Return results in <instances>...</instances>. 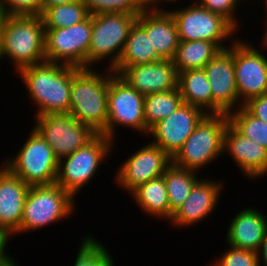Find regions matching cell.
<instances>
[{
	"instance_id": "obj_1",
	"label": "cell",
	"mask_w": 267,
	"mask_h": 266,
	"mask_svg": "<svg viewBox=\"0 0 267 266\" xmlns=\"http://www.w3.org/2000/svg\"><path fill=\"white\" fill-rule=\"evenodd\" d=\"M80 68L42 62L20 69L19 76L27 89L29 99L37 107L34 116L70 113V89L73 76Z\"/></svg>"
},
{
	"instance_id": "obj_2",
	"label": "cell",
	"mask_w": 267,
	"mask_h": 266,
	"mask_svg": "<svg viewBox=\"0 0 267 266\" xmlns=\"http://www.w3.org/2000/svg\"><path fill=\"white\" fill-rule=\"evenodd\" d=\"M104 70L107 74L94 68L80 69L73 76L70 89L71 116L103 135L108 119L109 79L115 74L108 68Z\"/></svg>"
},
{
	"instance_id": "obj_3",
	"label": "cell",
	"mask_w": 267,
	"mask_h": 266,
	"mask_svg": "<svg viewBox=\"0 0 267 266\" xmlns=\"http://www.w3.org/2000/svg\"><path fill=\"white\" fill-rule=\"evenodd\" d=\"M20 69L46 61L45 28L39 15L7 16L3 27L2 59Z\"/></svg>"
},
{
	"instance_id": "obj_4",
	"label": "cell",
	"mask_w": 267,
	"mask_h": 266,
	"mask_svg": "<svg viewBox=\"0 0 267 266\" xmlns=\"http://www.w3.org/2000/svg\"><path fill=\"white\" fill-rule=\"evenodd\" d=\"M228 123L227 113L206 114L172 158V163L196 172L209 166L224 154V132Z\"/></svg>"
},
{
	"instance_id": "obj_5",
	"label": "cell",
	"mask_w": 267,
	"mask_h": 266,
	"mask_svg": "<svg viewBox=\"0 0 267 266\" xmlns=\"http://www.w3.org/2000/svg\"><path fill=\"white\" fill-rule=\"evenodd\" d=\"M136 20L137 15L130 13L92 14V34L88 48L87 68H93V65L107 59L108 69L113 70L119 62L130 29Z\"/></svg>"
},
{
	"instance_id": "obj_6",
	"label": "cell",
	"mask_w": 267,
	"mask_h": 266,
	"mask_svg": "<svg viewBox=\"0 0 267 266\" xmlns=\"http://www.w3.org/2000/svg\"><path fill=\"white\" fill-rule=\"evenodd\" d=\"M75 199L58 184L30 186L25 202L19 230L14 234L48 227L73 215ZM48 225V226H47Z\"/></svg>"
},
{
	"instance_id": "obj_7",
	"label": "cell",
	"mask_w": 267,
	"mask_h": 266,
	"mask_svg": "<svg viewBox=\"0 0 267 266\" xmlns=\"http://www.w3.org/2000/svg\"><path fill=\"white\" fill-rule=\"evenodd\" d=\"M114 144L105 135L97 134L85 146L59 160L55 183L75 199L80 190L93 180L101 163L113 151Z\"/></svg>"
},
{
	"instance_id": "obj_8",
	"label": "cell",
	"mask_w": 267,
	"mask_h": 266,
	"mask_svg": "<svg viewBox=\"0 0 267 266\" xmlns=\"http://www.w3.org/2000/svg\"><path fill=\"white\" fill-rule=\"evenodd\" d=\"M23 143L16 156L5 158L2 164L28 186L54 184L59 160L52 147L33 127Z\"/></svg>"
},
{
	"instance_id": "obj_9",
	"label": "cell",
	"mask_w": 267,
	"mask_h": 266,
	"mask_svg": "<svg viewBox=\"0 0 267 266\" xmlns=\"http://www.w3.org/2000/svg\"><path fill=\"white\" fill-rule=\"evenodd\" d=\"M188 5L169 11L176 22L179 41H210L222 50L227 49L229 46L224 45L225 41L236 35L239 29L222 15L211 12L198 3L191 2Z\"/></svg>"
},
{
	"instance_id": "obj_10",
	"label": "cell",
	"mask_w": 267,
	"mask_h": 266,
	"mask_svg": "<svg viewBox=\"0 0 267 266\" xmlns=\"http://www.w3.org/2000/svg\"><path fill=\"white\" fill-rule=\"evenodd\" d=\"M144 97L117 74L109 79L106 137L115 141L116 130L119 126L146 134Z\"/></svg>"
},
{
	"instance_id": "obj_11",
	"label": "cell",
	"mask_w": 267,
	"mask_h": 266,
	"mask_svg": "<svg viewBox=\"0 0 267 266\" xmlns=\"http://www.w3.org/2000/svg\"><path fill=\"white\" fill-rule=\"evenodd\" d=\"M91 34L92 14L70 27L45 29L46 61L86 69Z\"/></svg>"
},
{
	"instance_id": "obj_12",
	"label": "cell",
	"mask_w": 267,
	"mask_h": 266,
	"mask_svg": "<svg viewBox=\"0 0 267 266\" xmlns=\"http://www.w3.org/2000/svg\"><path fill=\"white\" fill-rule=\"evenodd\" d=\"M33 128L52 147L58 160L69 156L90 142L97 133L70 113L35 116Z\"/></svg>"
},
{
	"instance_id": "obj_13",
	"label": "cell",
	"mask_w": 267,
	"mask_h": 266,
	"mask_svg": "<svg viewBox=\"0 0 267 266\" xmlns=\"http://www.w3.org/2000/svg\"><path fill=\"white\" fill-rule=\"evenodd\" d=\"M234 66L239 107L267 94V57L253 43L234 40Z\"/></svg>"
},
{
	"instance_id": "obj_14",
	"label": "cell",
	"mask_w": 267,
	"mask_h": 266,
	"mask_svg": "<svg viewBox=\"0 0 267 266\" xmlns=\"http://www.w3.org/2000/svg\"><path fill=\"white\" fill-rule=\"evenodd\" d=\"M171 163L172 158L165 151L148 142L120 164L114 181L119 188L131 193L139 185L161 177Z\"/></svg>"
},
{
	"instance_id": "obj_15",
	"label": "cell",
	"mask_w": 267,
	"mask_h": 266,
	"mask_svg": "<svg viewBox=\"0 0 267 266\" xmlns=\"http://www.w3.org/2000/svg\"><path fill=\"white\" fill-rule=\"evenodd\" d=\"M233 37L227 49L221 50L205 66L204 71L211 85L213 114L229 113L239 107L235 79Z\"/></svg>"
},
{
	"instance_id": "obj_16",
	"label": "cell",
	"mask_w": 267,
	"mask_h": 266,
	"mask_svg": "<svg viewBox=\"0 0 267 266\" xmlns=\"http://www.w3.org/2000/svg\"><path fill=\"white\" fill-rule=\"evenodd\" d=\"M205 115L201 108L183 102L169 116L154 125L149 130L148 137H153L151 143L173 158Z\"/></svg>"
},
{
	"instance_id": "obj_17",
	"label": "cell",
	"mask_w": 267,
	"mask_h": 266,
	"mask_svg": "<svg viewBox=\"0 0 267 266\" xmlns=\"http://www.w3.org/2000/svg\"><path fill=\"white\" fill-rule=\"evenodd\" d=\"M112 71L143 96L177 88L178 73L172 60L161 59Z\"/></svg>"
},
{
	"instance_id": "obj_18",
	"label": "cell",
	"mask_w": 267,
	"mask_h": 266,
	"mask_svg": "<svg viewBox=\"0 0 267 266\" xmlns=\"http://www.w3.org/2000/svg\"><path fill=\"white\" fill-rule=\"evenodd\" d=\"M223 189V181L200 178L185 202L174 212L170 224L175 228H188L204 222L215 212Z\"/></svg>"
},
{
	"instance_id": "obj_19",
	"label": "cell",
	"mask_w": 267,
	"mask_h": 266,
	"mask_svg": "<svg viewBox=\"0 0 267 266\" xmlns=\"http://www.w3.org/2000/svg\"><path fill=\"white\" fill-rule=\"evenodd\" d=\"M223 152L249 179L267 176V149L244 137L230 123L224 132Z\"/></svg>"
},
{
	"instance_id": "obj_20",
	"label": "cell",
	"mask_w": 267,
	"mask_h": 266,
	"mask_svg": "<svg viewBox=\"0 0 267 266\" xmlns=\"http://www.w3.org/2000/svg\"><path fill=\"white\" fill-rule=\"evenodd\" d=\"M30 186L14 175L5 165L0 166V231L10 238L19 230L24 202Z\"/></svg>"
},
{
	"instance_id": "obj_21",
	"label": "cell",
	"mask_w": 267,
	"mask_h": 266,
	"mask_svg": "<svg viewBox=\"0 0 267 266\" xmlns=\"http://www.w3.org/2000/svg\"><path fill=\"white\" fill-rule=\"evenodd\" d=\"M136 22L150 35L152 48L162 60H173L178 44L176 22L166 9H145Z\"/></svg>"
},
{
	"instance_id": "obj_22",
	"label": "cell",
	"mask_w": 267,
	"mask_h": 266,
	"mask_svg": "<svg viewBox=\"0 0 267 266\" xmlns=\"http://www.w3.org/2000/svg\"><path fill=\"white\" fill-rule=\"evenodd\" d=\"M264 214L253 207L240 210L230 220L226 234L227 244L257 253L267 233V217Z\"/></svg>"
},
{
	"instance_id": "obj_23",
	"label": "cell",
	"mask_w": 267,
	"mask_h": 266,
	"mask_svg": "<svg viewBox=\"0 0 267 266\" xmlns=\"http://www.w3.org/2000/svg\"><path fill=\"white\" fill-rule=\"evenodd\" d=\"M177 87L184 103L199 107L206 114H213L211 85L203 68L178 73Z\"/></svg>"
},
{
	"instance_id": "obj_24",
	"label": "cell",
	"mask_w": 267,
	"mask_h": 266,
	"mask_svg": "<svg viewBox=\"0 0 267 266\" xmlns=\"http://www.w3.org/2000/svg\"><path fill=\"white\" fill-rule=\"evenodd\" d=\"M129 195L146 214L158 219H167L168 222L172 219L174 213L170 210L163 176L139 185Z\"/></svg>"
},
{
	"instance_id": "obj_25",
	"label": "cell",
	"mask_w": 267,
	"mask_h": 266,
	"mask_svg": "<svg viewBox=\"0 0 267 266\" xmlns=\"http://www.w3.org/2000/svg\"><path fill=\"white\" fill-rule=\"evenodd\" d=\"M161 60L155 48H152L150 35L137 23L130 29L123 52L115 68L141 66Z\"/></svg>"
},
{
	"instance_id": "obj_26",
	"label": "cell",
	"mask_w": 267,
	"mask_h": 266,
	"mask_svg": "<svg viewBox=\"0 0 267 266\" xmlns=\"http://www.w3.org/2000/svg\"><path fill=\"white\" fill-rule=\"evenodd\" d=\"M222 49L210 41H179L173 63L177 73L202 69Z\"/></svg>"
},
{
	"instance_id": "obj_27",
	"label": "cell",
	"mask_w": 267,
	"mask_h": 266,
	"mask_svg": "<svg viewBox=\"0 0 267 266\" xmlns=\"http://www.w3.org/2000/svg\"><path fill=\"white\" fill-rule=\"evenodd\" d=\"M198 172L181 168L171 163L165 170L164 182L168 192L170 210L174 213L188 198L195 183L200 179Z\"/></svg>"
},
{
	"instance_id": "obj_28",
	"label": "cell",
	"mask_w": 267,
	"mask_h": 266,
	"mask_svg": "<svg viewBox=\"0 0 267 266\" xmlns=\"http://www.w3.org/2000/svg\"><path fill=\"white\" fill-rule=\"evenodd\" d=\"M182 97L177 88L165 92H158L144 97V118L146 124V136L149 130L160 120L169 116L182 104Z\"/></svg>"
},
{
	"instance_id": "obj_29",
	"label": "cell",
	"mask_w": 267,
	"mask_h": 266,
	"mask_svg": "<svg viewBox=\"0 0 267 266\" xmlns=\"http://www.w3.org/2000/svg\"><path fill=\"white\" fill-rule=\"evenodd\" d=\"M90 15L81 1L57 5L46 9L41 17L45 29L70 27L84 21Z\"/></svg>"
},
{
	"instance_id": "obj_30",
	"label": "cell",
	"mask_w": 267,
	"mask_h": 266,
	"mask_svg": "<svg viewBox=\"0 0 267 266\" xmlns=\"http://www.w3.org/2000/svg\"><path fill=\"white\" fill-rule=\"evenodd\" d=\"M229 123L244 137L267 149V124L252 115L244 106L228 113Z\"/></svg>"
},
{
	"instance_id": "obj_31",
	"label": "cell",
	"mask_w": 267,
	"mask_h": 266,
	"mask_svg": "<svg viewBox=\"0 0 267 266\" xmlns=\"http://www.w3.org/2000/svg\"><path fill=\"white\" fill-rule=\"evenodd\" d=\"M90 14L120 12L139 15L146 8L138 0H81Z\"/></svg>"
},
{
	"instance_id": "obj_32",
	"label": "cell",
	"mask_w": 267,
	"mask_h": 266,
	"mask_svg": "<svg viewBox=\"0 0 267 266\" xmlns=\"http://www.w3.org/2000/svg\"><path fill=\"white\" fill-rule=\"evenodd\" d=\"M228 246L229 249L217 256L210 266H259L256 252Z\"/></svg>"
},
{
	"instance_id": "obj_33",
	"label": "cell",
	"mask_w": 267,
	"mask_h": 266,
	"mask_svg": "<svg viewBox=\"0 0 267 266\" xmlns=\"http://www.w3.org/2000/svg\"><path fill=\"white\" fill-rule=\"evenodd\" d=\"M0 11L7 16L42 15V0H0Z\"/></svg>"
},
{
	"instance_id": "obj_34",
	"label": "cell",
	"mask_w": 267,
	"mask_h": 266,
	"mask_svg": "<svg viewBox=\"0 0 267 266\" xmlns=\"http://www.w3.org/2000/svg\"><path fill=\"white\" fill-rule=\"evenodd\" d=\"M195 3L200 4L202 7L210 10L211 12L222 15L226 18L236 29L240 23L237 19L236 9L243 3L242 0H195ZM238 5V6H237Z\"/></svg>"
},
{
	"instance_id": "obj_35",
	"label": "cell",
	"mask_w": 267,
	"mask_h": 266,
	"mask_svg": "<svg viewBox=\"0 0 267 266\" xmlns=\"http://www.w3.org/2000/svg\"><path fill=\"white\" fill-rule=\"evenodd\" d=\"M252 115L267 124V94L250 99L243 105Z\"/></svg>"
},
{
	"instance_id": "obj_36",
	"label": "cell",
	"mask_w": 267,
	"mask_h": 266,
	"mask_svg": "<svg viewBox=\"0 0 267 266\" xmlns=\"http://www.w3.org/2000/svg\"><path fill=\"white\" fill-rule=\"evenodd\" d=\"M9 239L10 237L6 233L0 231V265H2L7 259L10 258V255L6 253V245Z\"/></svg>"
},
{
	"instance_id": "obj_37",
	"label": "cell",
	"mask_w": 267,
	"mask_h": 266,
	"mask_svg": "<svg viewBox=\"0 0 267 266\" xmlns=\"http://www.w3.org/2000/svg\"><path fill=\"white\" fill-rule=\"evenodd\" d=\"M259 266H267V233L264 235V238L261 242V246L257 252ZM261 261V262H260Z\"/></svg>"
},
{
	"instance_id": "obj_38",
	"label": "cell",
	"mask_w": 267,
	"mask_h": 266,
	"mask_svg": "<svg viewBox=\"0 0 267 266\" xmlns=\"http://www.w3.org/2000/svg\"><path fill=\"white\" fill-rule=\"evenodd\" d=\"M77 1L79 0H42V13L50 7H54V6L62 5V4H68V3L77 2Z\"/></svg>"
},
{
	"instance_id": "obj_39",
	"label": "cell",
	"mask_w": 267,
	"mask_h": 266,
	"mask_svg": "<svg viewBox=\"0 0 267 266\" xmlns=\"http://www.w3.org/2000/svg\"><path fill=\"white\" fill-rule=\"evenodd\" d=\"M146 9H159V0H138Z\"/></svg>"
},
{
	"instance_id": "obj_40",
	"label": "cell",
	"mask_w": 267,
	"mask_h": 266,
	"mask_svg": "<svg viewBox=\"0 0 267 266\" xmlns=\"http://www.w3.org/2000/svg\"><path fill=\"white\" fill-rule=\"evenodd\" d=\"M6 17H7V15L0 11V62H1V59H2L3 27H4V22H5Z\"/></svg>"
},
{
	"instance_id": "obj_41",
	"label": "cell",
	"mask_w": 267,
	"mask_h": 266,
	"mask_svg": "<svg viewBox=\"0 0 267 266\" xmlns=\"http://www.w3.org/2000/svg\"><path fill=\"white\" fill-rule=\"evenodd\" d=\"M265 5V11H266V14H267V3L266 4H264ZM266 18H267V15H266ZM265 23L267 22V20L266 21H264ZM265 28H266V30H265V32H264V35L262 36L263 38H262V43L260 42V46L262 47V48H264L265 50H267V23L265 24Z\"/></svg>"
},
{
	"instance_id": "obj_42",
	"label": "cell",
	"mask_w": 267,
	"mask_h": 266,
	"mask_svg": "<svg viewBox=\"0 0 267 266\" xmlns=\"http://www.w3.org/2000/svg\"><path fill=\"white\" fill-rule=\"evenodd\" d=\"M0 266H18V264L15 262V259L12 258V256L7 259L2 265Z\"/></svg>"
},
{
	"instance_id": "obj_43",
	"label": "cell",
	"mask_w": 267,
	"mask_h": 266,
	"mask_svg": "<svg viewBox=\"0 0 267 266\" xmlns=\"http://www.w3.org/2000/svg\"><path fill=\"white\" fill-rule=\"evenodd\" d=\"M166 1H167L168 3H170V2L172 3V2H177L178 0H177V1H176V0H159V4H160V5H159V9H163V7H162V4H163V3H161V2H166ZM160 6H161V7H160Z\"/></svg>"
},
{
	"instance_id": "obj_44",
	"label": "cell",
	"mask_w": 267,
	"mask_h": 266,
	"mask_svg": "<svg viewBox=\"0 0 267 266\" xmlns=\"http://www.w3.org/2000/svg\"><path fill=\"white\" fill-rule=\"evenodd\" d=\"M243 2H244V0H242ZM246 1V0H245ZM263 2H264V4H266L267 3V0H262Z\"/></svg>"
}]
</instances>
